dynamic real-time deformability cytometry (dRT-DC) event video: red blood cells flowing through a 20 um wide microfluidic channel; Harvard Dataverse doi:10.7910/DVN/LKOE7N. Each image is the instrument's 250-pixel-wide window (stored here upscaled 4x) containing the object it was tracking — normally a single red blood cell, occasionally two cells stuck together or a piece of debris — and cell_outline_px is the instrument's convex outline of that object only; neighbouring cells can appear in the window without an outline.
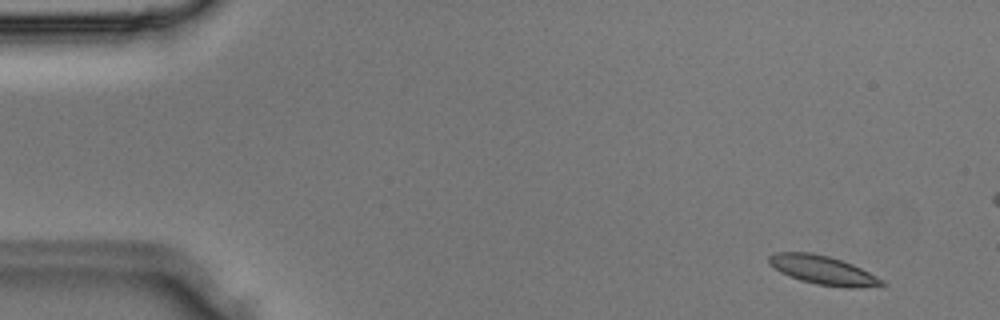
{"species": "Egyptian fruit bat (a non-hibernating species)", "species_latin": "Rousettus aegyptiacus", "temperature_condition": "room temperature", "stored_images_in_passage": 3, "camera_frame_rate_fps": 3000, "um_per_image_px": 0.085, "animal": {"sex": "male"}, "frame": {"image": 1, "passage_image": 1, "time_ms": 0.0, "image_size_px": [1000, 320], "cell_outline_px": [[884, 284], [852, 288], [848, 288], [816, 284], [800, 280], [788, 276], [780, 272], [768, 264], [768, 256], [776, 252], [808, 252], [828, 256], [852, 264], [884, 280]], "centroid_in_image_um": [69.87, 22.95], "position_along_channel_um": 15.1, "area_um2": 18.73}}